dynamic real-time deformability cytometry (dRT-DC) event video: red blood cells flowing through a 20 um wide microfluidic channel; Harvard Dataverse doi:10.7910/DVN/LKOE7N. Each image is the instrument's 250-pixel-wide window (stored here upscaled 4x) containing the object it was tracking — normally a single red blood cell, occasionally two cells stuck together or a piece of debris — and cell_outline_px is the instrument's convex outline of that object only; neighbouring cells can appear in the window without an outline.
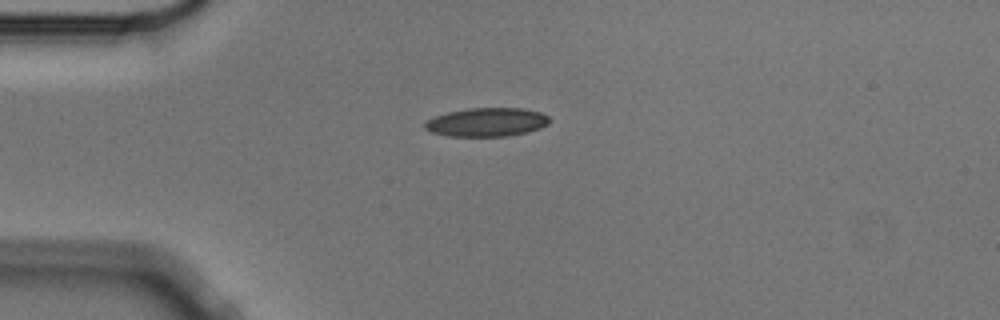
{"species": "Egyptian fruit bat (a non-hibernating species)", "species_latin": "Rousettus aegyptiacus", "temperature_condition": "cold", "stored_images_in_passage": 6, "camera_frame_rate_fps": 3000, "um_per_image_px": 0.085, "animal": {"sex": "male"}, "frame": {"image": 1, "passage_image": 1, "time_ms": 0.0, "image_size_px": [1000, 320], "cell_outline_px": [[548, 124], [540, 128], [528, 132], [508, 136], [448, 136], [432, 132], [424, 128], [424, 124], [428, 120], [436, 116], [448, 112], [468, 108], [524, 108], [540, 112], [548, 116]], "centroid_in_image_um": [41.39, 10.38], "position_along_channel_um": 43.6, "area_um2": 20.75}}
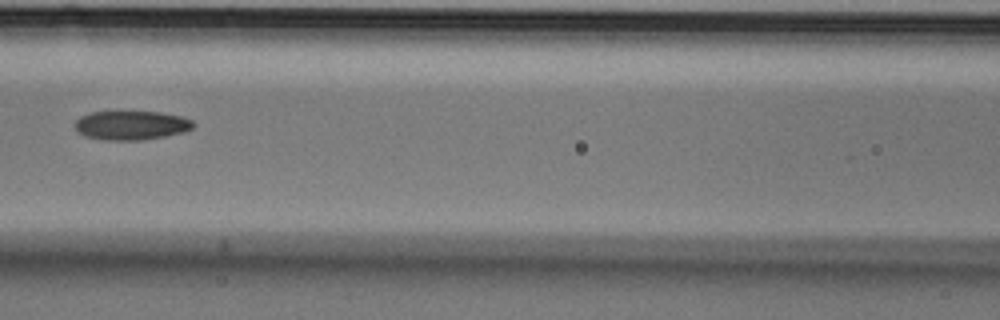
{"frame": {"image": 2, "passage_image": 4, "time_ms": 1.0, "image_size_px": [1000, 320], "cell_outline_px": [[196, 124], [192, 128], [184, 132], [164, 136], [140, 140], [108, 140], [84, 136], [76, 132], [76, 120], [80, 116], [92, 112], [160, 112], [180, 116], [192, 120]], "centroid_in_image_um": [11.16, 10.65], "position_along_channel_um": 155.4, "area_um2": 19.94}}
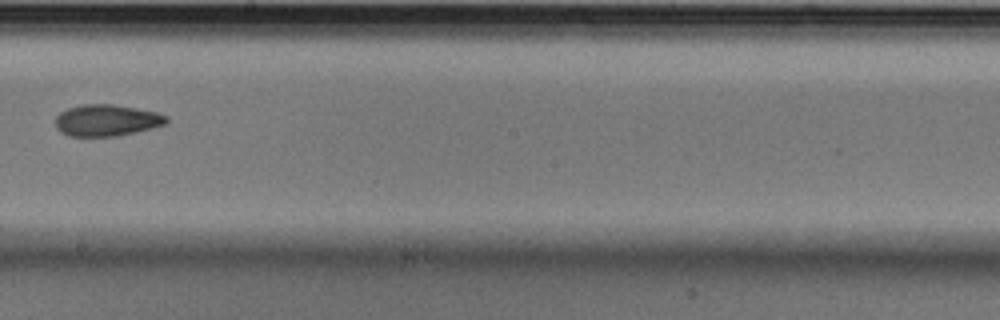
{"frame": {"image": 3, "passage_image": 6, "time_ms": 1.667, "image_size_px": [1000, 320], "cell_outline_px": [[168, 120], [164, 124], [136, 132], [116, 136], [68, 136], [60, 132], [56, 128], [56, 116], [60, 112], [68, 108], [80, 104], [116, 104], [156, 112], [168, 116]], "centroid_in_image_um": [9.03, 10.22], "position_along_channel_um": 239.2, "area_um2": 20.46}}